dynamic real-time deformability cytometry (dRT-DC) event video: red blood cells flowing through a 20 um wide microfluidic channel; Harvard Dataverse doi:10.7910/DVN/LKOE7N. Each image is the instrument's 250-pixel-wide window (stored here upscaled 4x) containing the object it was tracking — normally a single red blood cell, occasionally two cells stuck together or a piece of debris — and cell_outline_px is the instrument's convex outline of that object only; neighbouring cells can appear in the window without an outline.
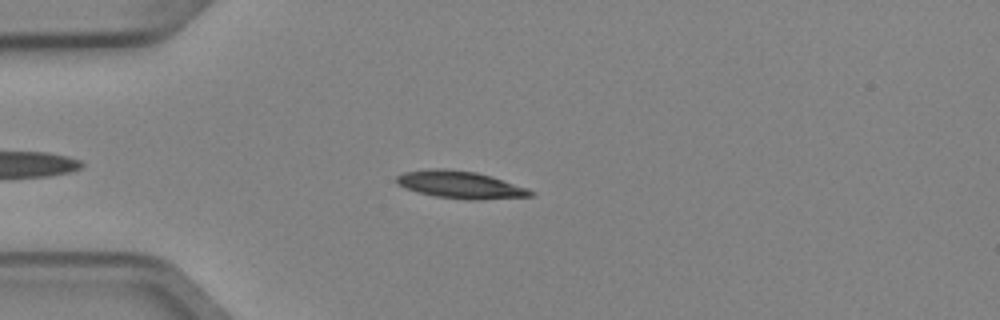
{"species": "Egyptian fruit bat (a non-hibernating species)", "species_latin": "Rousettus aegyptiacus", "temperature_condition": "cold", "stored_images_in_passage": 5, "camera_frame_rate_fps": 3000, "um_per_image_px": 0.085, "animal": {"sex": "female"}, "frame": {"image": 1, "passage_image": 3, "time_ms": 0.667, "image_size_px": [1000, 320], "cell_outline_px": [[536, 192], [532, 196], [476, 200], [472, 200], [436, 196], [404, 188], [396, 184], [396, 176], [404, 172], [428, 168], [444, 168], [476, 172], [492, 176], [528, 188]], "centroid_in_image_um": [39.13, 15.69], "position_along_channel_um": 45.9, "area_um2": 21.44}}
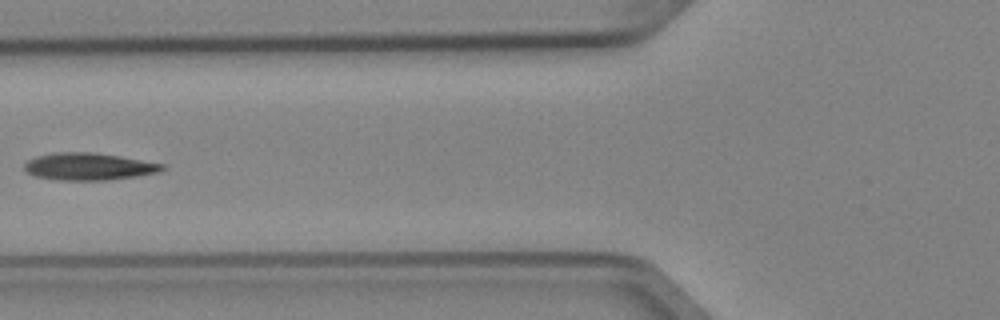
{"frame": {"image": 2, "passage_image": 5, "time_ms": 1.333, "image_size_px": [1000, 320], "cell_outline_px": [[168, 168], [160, 172], [136, 176], [108, 180], [60, 180], [36, 176], [28, 172], [24, 168], [24, 164], [28, 160], [36, 156], [56, 152], [92, 152], [120, 156], [164, 164]], "centroid_in_image_um": [7.58, 14.15], "position_along_channel_um": 118.2, "area_um2": 21.85}}